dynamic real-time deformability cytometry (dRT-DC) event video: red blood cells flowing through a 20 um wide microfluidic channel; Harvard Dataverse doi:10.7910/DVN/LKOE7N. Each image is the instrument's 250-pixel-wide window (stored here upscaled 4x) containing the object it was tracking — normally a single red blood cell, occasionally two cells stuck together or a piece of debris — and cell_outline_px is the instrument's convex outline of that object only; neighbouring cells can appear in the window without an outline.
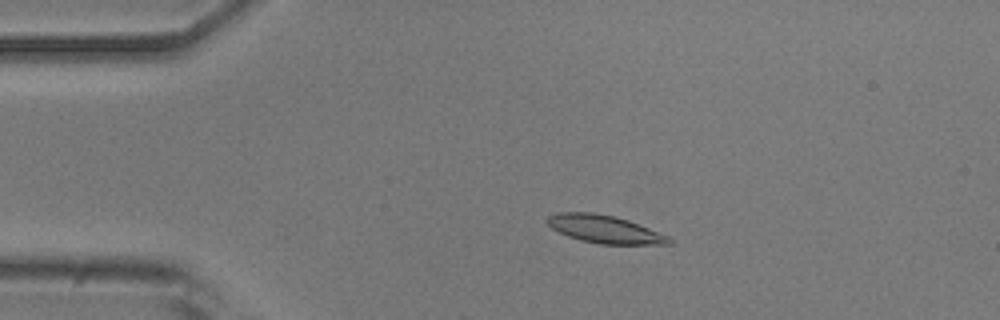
{"species": "common noctule bat (a hibernating species)", "species_latin": "Nyctalus noctula", "temperature_condition": "room temperature", "stored_images_in_passage": 6, "camera_frame_rate_fps": 3000, "um_per_image_px": 0.085, "animal": {"sex": "male", "body_mass_g": 20.5, "forearm_length_mm": 52.5}, "frame": {"image": 1, "passage_image": 4, "time_ms": 1.0, "image_size_px": [1000, 320], "cell_outline_px": [[672, 244], [600, 244], [580, 240], [568, 236], [552, 228], [544, 220], [548, 216], [556, 212], [592, 212], [616, 216], [628, 220], [668, 236], [672, 240]], "centroid_in_image_um": [51.35, 19.47], "position_along_channel_um": 33.6, "area_um2": 19.71}}
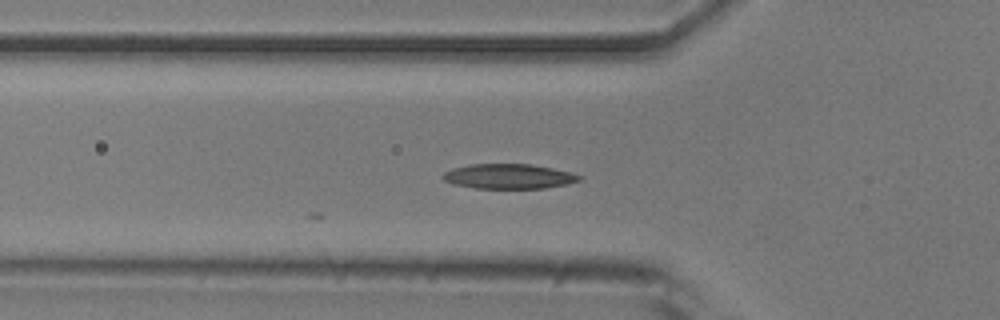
{"frame": {"image": 2, "passage_image": 6, "time_ms": 1.667, "image_size_px": [1000, 320], "cell_outline_px": [[580, 180], [564, 184], [544, 188], [476, 188], [452, 184], [444, 180], [440, 176], [444, 172], [452, 168], [472, 164], [528, 164], [552, 168], [568, 172], [580, 176]], "centroid_in_image_um": [43.15, 14.99], "position_along_channel_um": 82.6, "area_um2": 19.48}}